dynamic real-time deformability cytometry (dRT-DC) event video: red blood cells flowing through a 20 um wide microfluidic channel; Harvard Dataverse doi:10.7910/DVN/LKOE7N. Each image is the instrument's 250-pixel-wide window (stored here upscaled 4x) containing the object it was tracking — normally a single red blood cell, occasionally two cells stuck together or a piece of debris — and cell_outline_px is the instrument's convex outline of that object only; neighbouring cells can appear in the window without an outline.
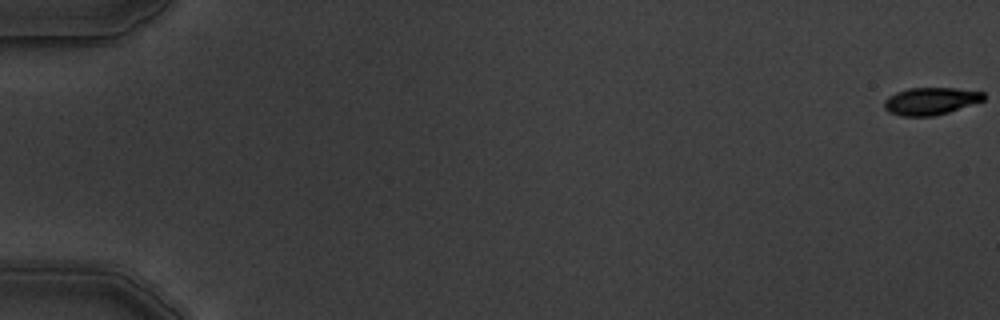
{"species": "common noctule bat (a hibernating species)", "species_latin": "Nyctalus noctula", "temperature_condition": "warm", "stored_images_in_passage": 6, "camera_frame_rate_fps": 3000, "um_per_image_px": 0.085, "animal": {"sex": "male", "body_mass_g": 19.5, "forearm_length_mm": 54.6}, "frame": {"image": 1, "passage_image": 1, "time_ms": 0.0, "image_size_px": [1000, 320], "cell_outline_px": [[984, 100], [936, 116], [900, 116], [888, 112], [884, 108], [884, 100], [888, 96], [896, 92], [908, 88], [956, 88], [984, 92]], "centroid_in_image_um": [79.07, 8.59], "position_along_channel_um": 5.9, "area_um2": 15.9}}